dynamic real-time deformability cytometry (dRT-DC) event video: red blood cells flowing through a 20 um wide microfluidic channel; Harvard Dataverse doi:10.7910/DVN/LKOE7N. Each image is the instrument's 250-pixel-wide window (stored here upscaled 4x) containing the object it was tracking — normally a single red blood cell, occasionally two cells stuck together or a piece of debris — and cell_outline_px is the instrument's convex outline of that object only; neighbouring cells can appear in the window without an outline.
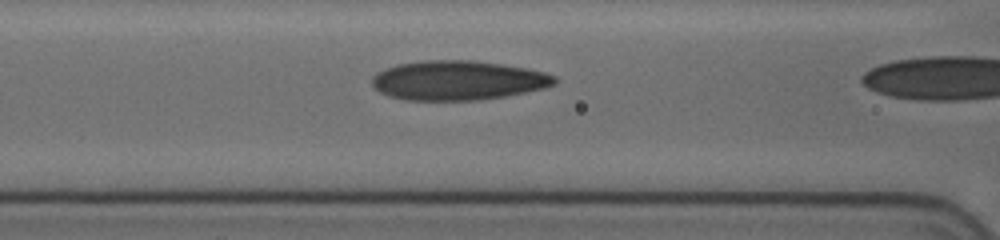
{"species": "human", "species_latin": "Homo sapiens", "temperature_condition": "cold", "stored_images_in_passage": 22, "camera_frame_rate_fps": 3000, "um_per_image_px": 0.085, "donor": {"sex": "female"}, "frame": {"image": 1, "passage_image": 4, "time_ms": 1.0, "image_size_px": [1000, 240], "cell_outline_px": [[556, 84], [544, 88], [504, 96], [480, 100], [404, 100], [388, 96], [380, 92], [372, 84], [372, 76], [376, 72], [384, 68], [396, 64], [424, 60], [472, 60], [500, 64], [524, 68], [544, 72], [556, 76]], "centroid_in_image_um": [38.88, 6.83], "position_along_channel_um": 127.7, "area_um2": 42.02}}
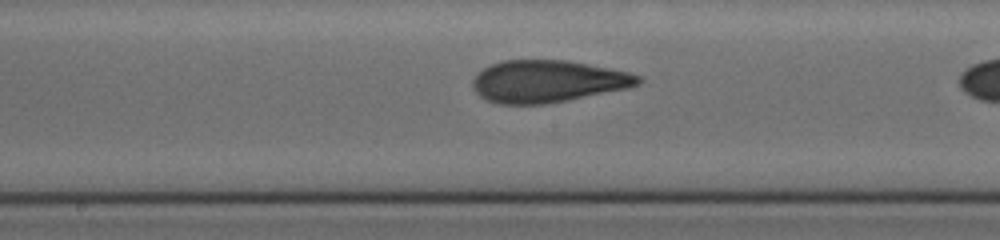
{"frame": {"image": 2, "passage_image": 10, "time_ms": 3.0, "image_size_px": [1000, 240], "cell_outline_px": [[644, 80], [640, 84], [628, 88], [568, 100], [544, 104], [500, 104], [488, 100], [480, 96], [472, 88], [472, 80], [484, 68], [492, 64], [504, 60], [568, 60], [628, 72], [640, 76]], "centroid_in_image_um": [46.57, 6.91], "position_along_channel_um": 201.6, "area_um2": 40.52}}
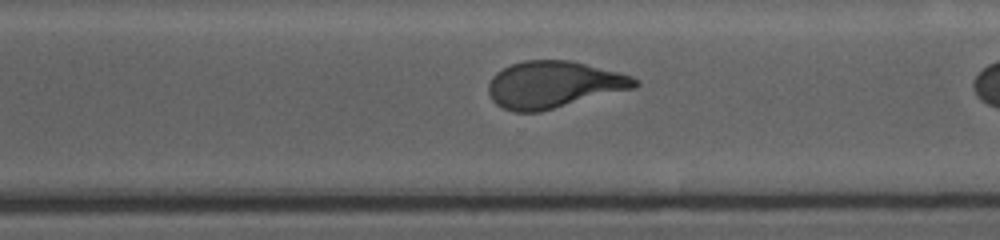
{"frame": {"image": 3, "passage_image": 20, "time_ms": 6.333, "image_size_px": [1000, 240], "cell_outline_px": [[640, 84], [636, 88], [540, 112], [512, 112], [496, 104], [492, 100], [488, 92], [488, 84], [492, 76], [496, 72], [512, 64], [524, 60], [572, 60], [632, 76], [640, 80]], "centroid_in_image_um": [47.07, 7.2], "position_along_channel_um": 323.5, "area_um2": 40.23}}